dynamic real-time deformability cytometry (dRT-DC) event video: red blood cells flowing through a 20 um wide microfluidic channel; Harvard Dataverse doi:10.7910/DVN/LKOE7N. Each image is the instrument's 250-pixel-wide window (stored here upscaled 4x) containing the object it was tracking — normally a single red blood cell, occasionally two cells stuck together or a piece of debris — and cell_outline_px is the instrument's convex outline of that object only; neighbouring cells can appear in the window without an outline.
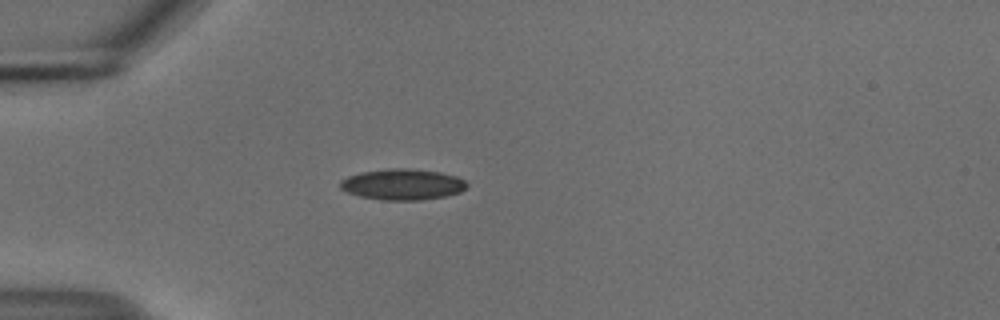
{"species": "common noctule bat (a hibernating species)", "species_latin": "Nyctalus noctula", "temperature_condition": "cold", "stored_images_in_passage": 40, "camera_frame_rate_fps": 3000, "um_per_image_px": 0.085, "animal": {"sex": "male", "body_mass_g": 18.8}, "frame": {"image": 1, "passage_image": 1, "time_ms": 0.0, "image_size_px": [1000, 320], "cell_outline_px": [[468, 184], [460, 192], [444, 196], [420, 200], [380, 200], [360, 196], [348, 192], [340, 188], [340, 180], [348, 176], [360, 172], [388, 168], [408, 168], [440, 172], [456, 176], [464, 180]], "centroid_in_image_um": [34.19, 15.66], "position_along_channel_um": 50.8, "area_um2": 22.83}}
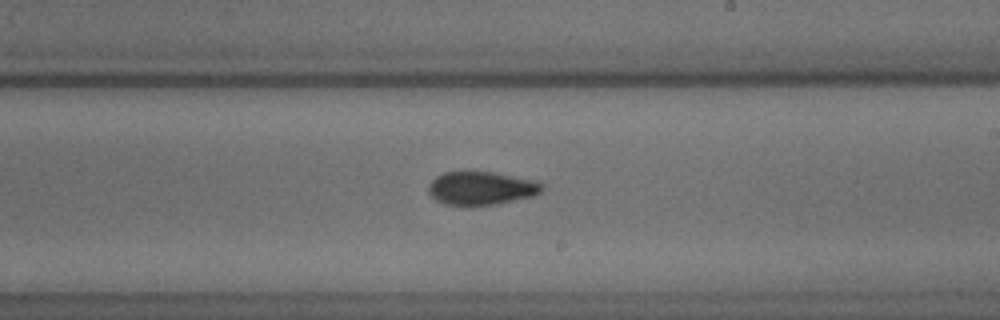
{"frame": {"image": 2, "passage_image": 18, "time_ms": 5.667, "image_size_px": [1000, 320], "cell_outline_px": [[544, 188], [536, 196], [496, 204], [444, 204], [436, 200], [428, 192], [428, 184], [436, 176], [444, 172], [496, 172], [536, 180], [544, 184]], "centroid_in_image_um": [40.95, 15.98], "position_along_channel_um": 248.0, "area_um2": 22.08}}
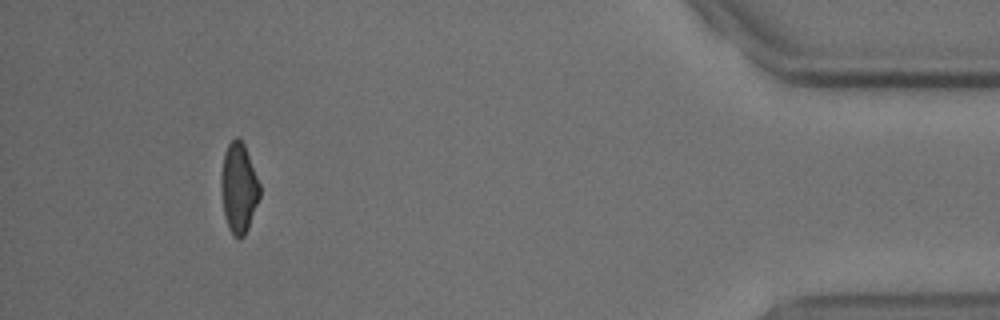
{"frame": {"image": 3, "passage_image": 36, "time_ms": 11.667, "image_size_px": [1000, 320], "cell_outline_px": [[260, 196], [248, 228], [244, 236], [232, 236], [228, 228], [224, 216], [220, 184], [220, 176], [224, 152], [228, 144], [236, 136], [244, 144], [260, 184]], "centroid_in_image_um": [20.27, 15.97], "position_along_channel_um": 414.9, "area_um2": 20.29}, "authors_computed_cell_mechanics": {"area_um2": 21.386, "velocity_mm_per_s": 3.7341, "shape_relaxation_time_tau1_ms": 4.6062, "shape_relaxation_time_tau2_ms": 3.851, "deformation_change_tau1": 0.1197, "deformation_change_tau2": 0.0855}}